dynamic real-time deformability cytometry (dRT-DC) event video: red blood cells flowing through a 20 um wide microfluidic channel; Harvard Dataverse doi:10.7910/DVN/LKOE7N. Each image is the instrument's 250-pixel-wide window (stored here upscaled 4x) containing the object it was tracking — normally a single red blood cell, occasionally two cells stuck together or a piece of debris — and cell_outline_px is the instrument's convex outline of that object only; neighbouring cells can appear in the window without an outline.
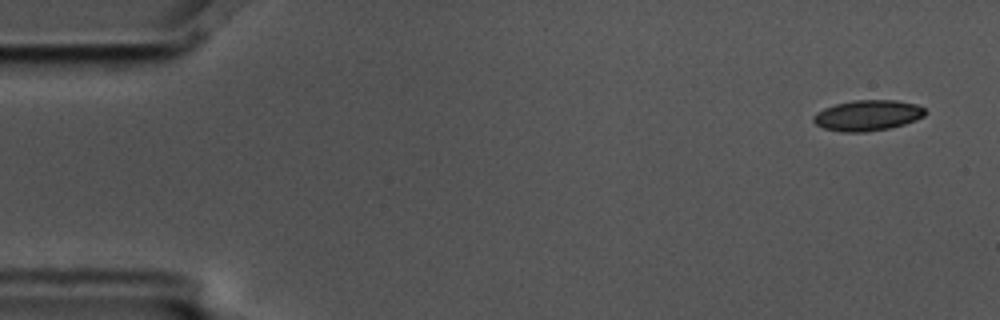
{"species": "common noctule bat (a hibernating species)", "species_latin": "Nyctalus noctula", "temperature_condition": "cold", "stored_images_in_passage": 6, "camera_frame_rate_fps": 3000, "um_per_image_px": 0.085, "animal": {"sex": "male", "body_mass_g": 17.5, "forearm_length_mm": 52.3}, "frame": {"image": 1, "passage_image": 1, "time_ms": 0.0, "image_size_px": [1000, 320], "cell_outline_px": [[928, 112], [924, 116], [916, 120], [892, 128], [864, 132], [840, 132], [824, 128], [816, 124], [812, 120], [812, 116], [816, 112], [824, 108], [836, 104], [852, 100], [896, 100], [916, 104], [924, 108]], "centroid_in_image_um": [73.75, 9.81], "position_along_channel_um": 11.2, "area_um2": 20.17}}
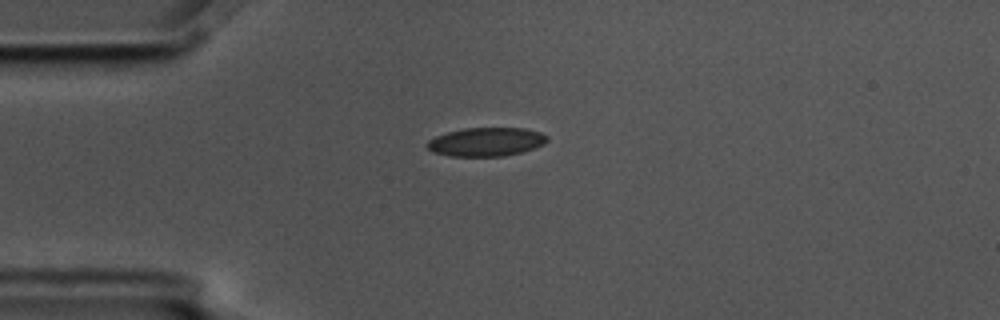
{"frame": {"image": 2, "passage_image": 4, "time_ms": 1.0, "image_size_px": [1000, 320], "cell_outline_px": [[548, 140], [544, 144], [520, 152], [504, 156], [448, 156], [432, 152], [428, 148], [428, 140], [436, 136], [448, 132], [464, 128], [524, 128], [540, 132], [548, 136]], "centroid_in_image_um": [41.32, 12.06], "position_along_channel_um": 43.7, "area_um2": 19.94}}